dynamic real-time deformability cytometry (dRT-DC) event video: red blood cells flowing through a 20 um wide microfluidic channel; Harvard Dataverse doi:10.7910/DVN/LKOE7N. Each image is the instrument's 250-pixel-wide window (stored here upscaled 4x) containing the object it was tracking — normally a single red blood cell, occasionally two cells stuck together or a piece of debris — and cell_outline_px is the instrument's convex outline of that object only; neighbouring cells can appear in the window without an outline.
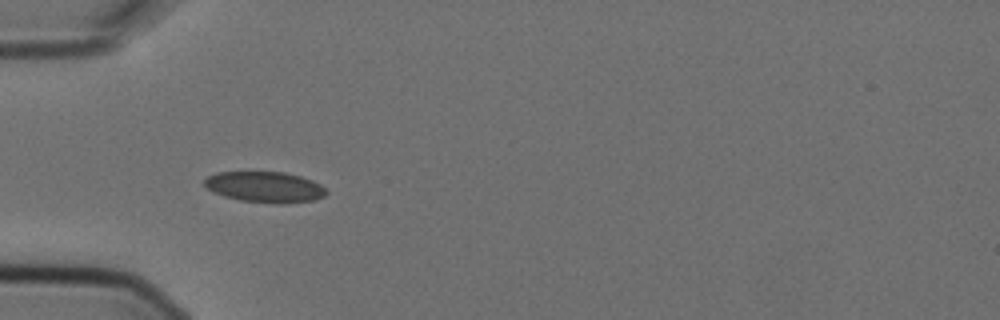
{"species": "Egyptian fruit bat (a non-hibernating species)", "species_latin": "Rousettus aegyptiacus", "temperature_condition": "cold", "stored_images_in_passage": 6, "camera_frame_rate_fps": 3000, "um_per_image_px": 0.085, "animal": {"sex": "female"}, "frame": {"image": 1, "passage_image": 5, "time_ms": 1.333, "image_size_px": [1000, 320], "cell_outline_px": [[328, 192], [324, 196], [316, 200], [280, 204], [240, 200], [224, 196], [212, 192], [204, 184], [204, 180], [208, 176], [216, 172], [284, 172], [300, 176], [312, 180], [320, 184]], "centroid_in_image_um": [22.52, 15.9], "position_along_channel_um": 62.5, "area_um2": 21.91}}
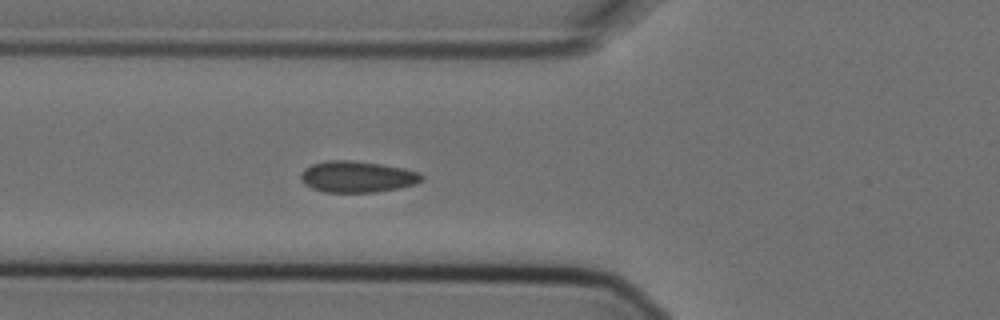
{"frame": {"image": 2, "passage_image": 6, "time_ms": 1.667, "image_size_px": [1000, 320], "cell_outline_px": [[424, 180], [416, 184], [376, 192], [324, 192], [312, 188], [304, 184], [300, 180], [300, 176], [304, 168], [312, 164], [328, 160], [348, 160], [380, 164], [404, 168], [420, 172], [424, 176]], "centroid_in_image_um": [30.37, 15.02], "position_along_channel_um": 95.4, "area_um2": 22.14}}